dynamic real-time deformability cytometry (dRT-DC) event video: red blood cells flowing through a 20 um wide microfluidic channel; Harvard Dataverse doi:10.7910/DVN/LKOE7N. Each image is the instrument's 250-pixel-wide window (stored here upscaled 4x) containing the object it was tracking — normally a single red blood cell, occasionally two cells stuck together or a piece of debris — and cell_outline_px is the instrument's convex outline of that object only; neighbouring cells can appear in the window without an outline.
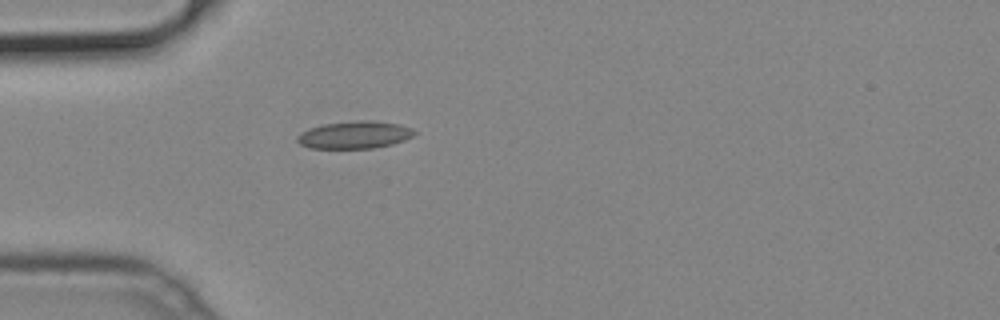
{"species": "common noctule bat (a hibernating species)", "species_latin": "Nyctalus noctula", "temperature_condition": "cold", "stored_images_in_passage": 37, "camera_frame_rate_fps": 3000, "um_per_image_px": 0.085, "animal": {"sex": "male", "body_mass_g": 19.2, "forearm_length_mm": 51.8}, "frame": {"image": 1, "passage_image": 1, "time_ms": 0.0, "image_size_px": [1000, 320], "cell_outline_px": [[416, 132], [412, 136], [404, 140], [392, 144], [372, 148], [312, 148], [300, 144], [296, 140], [296, 136], [312, 128], [324, 124], [360, 120], [364, 120], [400, 124], [412, 128]], "centroid_in_image_um": [30.16, 11.47], "position_along_channel_um": 54.8, "area_um2": 18.38}}
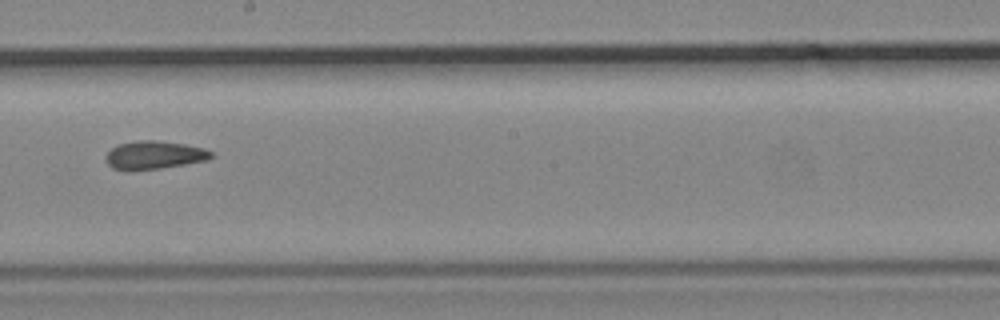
{"frame": {"image": 2, "passage_image": 15, "time_ms": 4.667, "image_size_px": [1000, 320], "cell_outline_px": [[216, 156], [208, 160], [160, 168], [132, 172], [128, 172], [112, 168], [104, 160], [104, 156], [112, 148], [120, 144], [140, 140], [156, 140], [184, 144], [204, 148], [216, 152]], "centroid_in_image_um": [13.12, 13.2], "position_along_channel_um": 235.1, "area_um2": 17.74}}
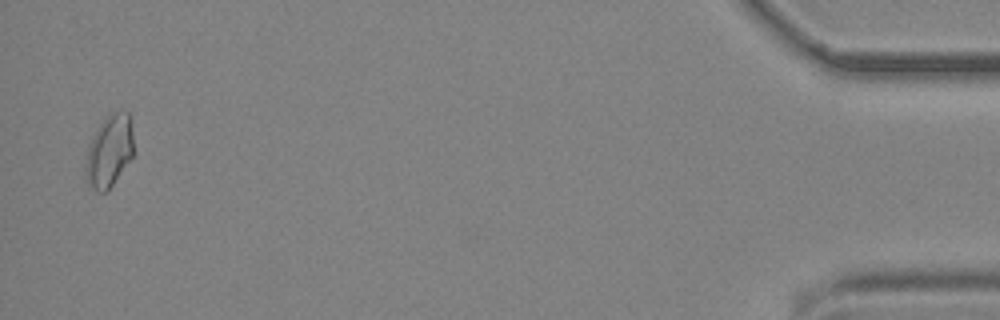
{"frame": {"image": 3, "passage_image": 36, "time_ms": 11.667, "image_size_px": [1000, 320], "cell_outline_px": [[136, 152], [112, 184], [104, 192], [96, 192], [88, 184], [84, 172], [84, 168], [88, 144], [92, 136], [104, 116], [112, 112], [128, 112]], "centroid_in_image_um": [9.27, 12.83], "position_along_channel_um": 425.9, "area_um2": 20.46}}